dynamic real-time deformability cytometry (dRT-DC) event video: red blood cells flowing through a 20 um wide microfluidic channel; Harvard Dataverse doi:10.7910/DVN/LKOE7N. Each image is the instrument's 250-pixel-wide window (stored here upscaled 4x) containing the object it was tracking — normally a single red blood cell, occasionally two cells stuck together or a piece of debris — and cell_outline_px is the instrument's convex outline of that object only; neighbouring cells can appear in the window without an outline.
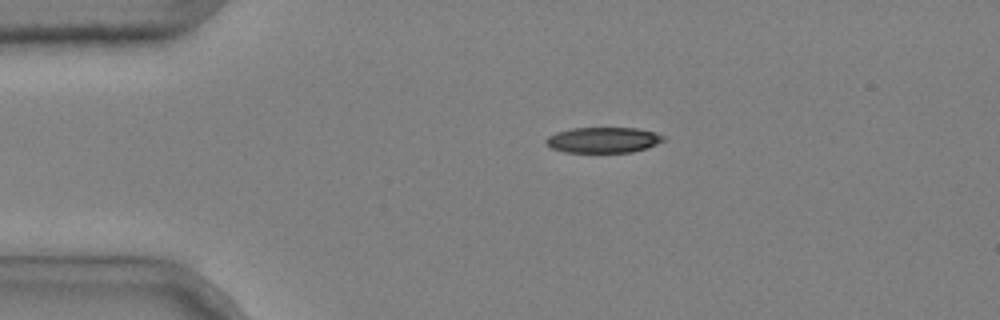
{"species": "common noctule bat (a hibernating species)", "species_latin": "Nyctalus noctula", "temperature_condition": "cold", "stored_images_in_passage": 4, "camera_frame_rate_fps": 3000, "um_per_image_px": 0.085, "animal": {"sex": "male", "body_mass_g": 20.4}, "frame": {"image": 1, "passage_image": 4, "time_ms": 1.0, "image_size_px": [1000, 320], "cell_outline_px": [[664, 140], [656, 144], [632, 152], [564, 152], [552, 148], [544, 144], [544, 140], [548, 136], [556, 132], [572, 128], [636, 128], [652, 132], [664, 136]], "centroid_in_image_um": [51.2, 11.9], "position_along_channel_um": 33.8, "area_um2": 17.4}}